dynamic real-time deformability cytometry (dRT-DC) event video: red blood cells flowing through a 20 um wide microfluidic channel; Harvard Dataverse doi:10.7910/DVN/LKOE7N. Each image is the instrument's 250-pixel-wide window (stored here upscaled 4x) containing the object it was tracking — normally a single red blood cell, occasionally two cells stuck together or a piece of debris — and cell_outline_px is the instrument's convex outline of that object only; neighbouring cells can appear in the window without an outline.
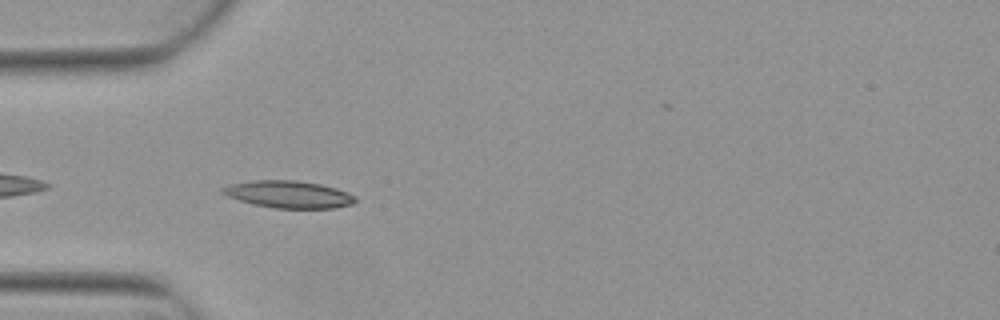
{"species": "Egyptian fruit bat (a non-hibernating species)", "species_latin": "Rousettus aegyptiacus", "temperature_condition": "warm", "stored_images_in_passage": 8, "segment_of_instrument_passage": [2, 2], "camera_frame_rate_fps": 3000, "um_per_image_px": 0.085, "animal": {"sex": "female"}, "frame": {"image": 1, "passage_image": 5, "time_ms": 1.333, "image_size_px": [1000, 320], "cell_outline_px": [[356, 200], [352, 204], [336, 208], [276, 208], [252, 204], [228, 196], [220, 192], [220, 188], [228, 184], [252, 180], [296, 180], [320, 184], [336, 188], [348, 192], [356, 196]], "centroid_in_image_um": [24.52, 16.51], "position_along_channel_um": 60.5, "area_um2": 21.15}}
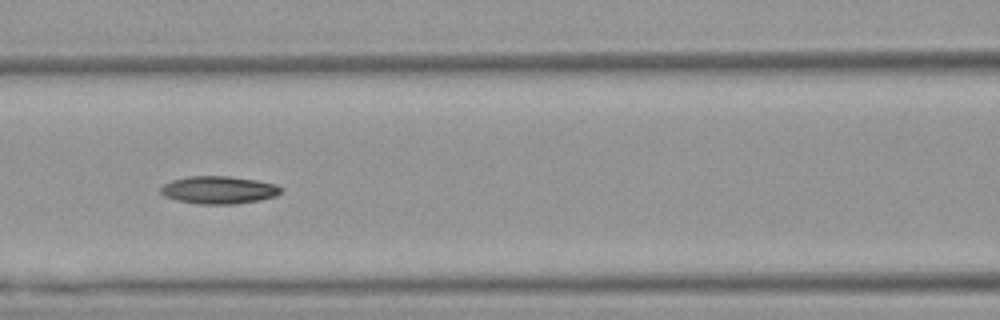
{"frame": {"image": 2, "passage_image": 7, "time_ms": 2.0, "image_size_px": [1000, 320], "cell_outline_px": [[284, 188], [276, 196], [260, 200], [236, 204], [196, 204], [176, 200], [164, 196], [160, 192], [160, 188], [164, 184], [172, 180], [188, 176], [228, 176], [256, 180], [276, 184]], "centroid_in_image_um": [18.59, 16.15], "position_along_channel_um": 148.0, "area_um2": 19.54}}
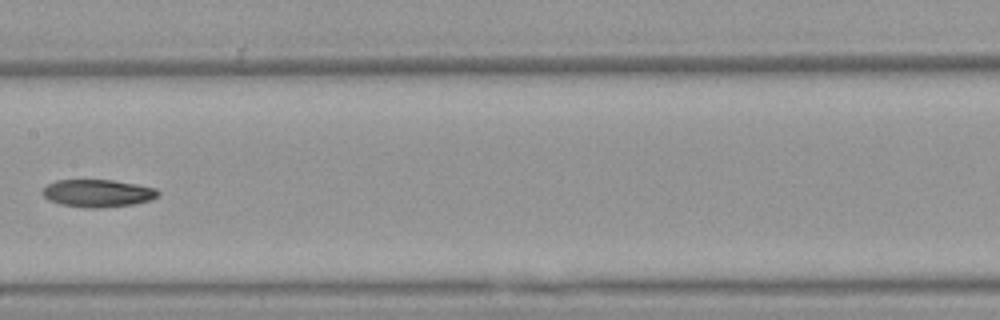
{"frame": {"image": 3, "passage_image": 8, "time_ms": 2.333, "image_size_px": [1000, 320], "cell_outline_px": [[160, 196], [148, 200], [132, 204], [100, 208], [84, 208], [60, 204], [48, 200], [40, 192], [48, 184], [56, 180], [112, 180], [136, 184], [156, 188], [160, 192]], "centroid_in_image_um": [8.29, 16.42], "position_along_channel_um": 199.1, "area_um2": 18.61}}